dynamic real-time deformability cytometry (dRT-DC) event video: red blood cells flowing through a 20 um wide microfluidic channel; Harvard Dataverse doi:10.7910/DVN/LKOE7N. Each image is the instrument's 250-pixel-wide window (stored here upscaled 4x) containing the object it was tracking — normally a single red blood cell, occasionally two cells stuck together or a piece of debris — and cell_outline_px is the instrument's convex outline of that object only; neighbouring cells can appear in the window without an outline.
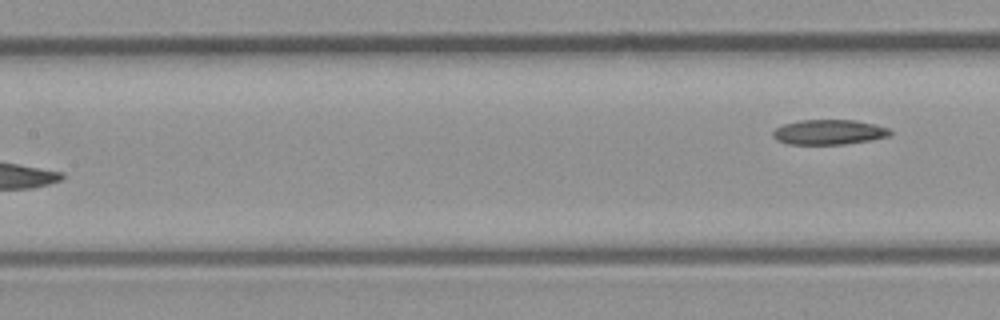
{"species": "common noctule bat (a hibernating species)", "species_latin": "Nyctalus noctula", "temperature_condition": "room temperature", "stored_images_in_passage": 6, "camera_frame_rate_fps": 3000, "um_per_image_px": 0.085, "animal": {"sex": "male", "body_mass_g": 23.1, "forearm_length_mm": 52.7}, "frame": {"image": 1, "passage_image": 6, "time_ms": 6.667, "image_size_px": [1000, 320], "cell_outline_px": [[892, 132], [888, 136], [872, 140], [844, 144], [788, 144], [776, 140], [772, 136], [772, 132], [776, 128], [784, 124], [800, 120], [856, 120], [888, 128]], "centroid_in_image_um": [70.43, 11.23], "position_along_channel_um": 137.0, "area_um2": 16.99}}